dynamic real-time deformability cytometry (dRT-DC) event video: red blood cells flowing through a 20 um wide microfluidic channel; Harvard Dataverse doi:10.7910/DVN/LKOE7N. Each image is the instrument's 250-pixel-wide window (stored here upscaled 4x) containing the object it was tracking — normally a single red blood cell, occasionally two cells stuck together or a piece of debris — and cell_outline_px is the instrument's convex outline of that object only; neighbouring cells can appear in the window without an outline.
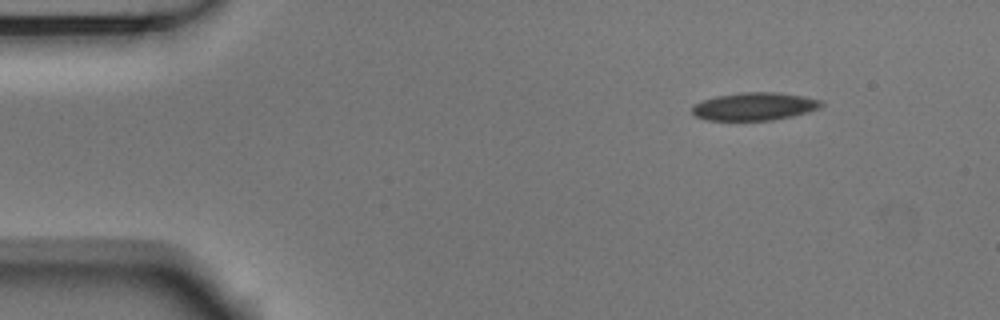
{"species": "Egyptian fruit bat (a non-hibernating species)", "species_latin": "Rousettus aegyptiacus", "temperature_condition": "room temperature", "stored_images_in_passage": 48, "camera_frame_rate_fps": 3000, "um_per_image_px": 0.085, "animal": {"sex": "male"}, "frame": {"image": 1, "passage_image": 1, "time_ms": 0.0, "image_size_px": [1000, 320], "cell_outline_px": [[824, 104], [820, 108], [808, 112], [792, 116], [772, 120], [708, 120], [696, 116], [692, 112], [692, 104], [716, 96], [744, 92], [776, 92], [804, 96], [824, 100]], "centroid_in_image_um": [64.17, 9.04], "position_along_channel_um": 20.8, "area_um2": 21.04}}
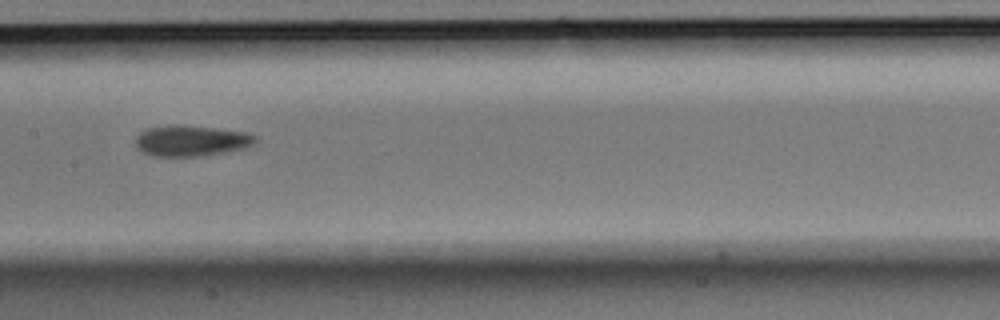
{"frame": {"image": 2, "passage_image": 21, "time_ms": 6.667, "image_size_px": [1000, 320], "cell_outline_px": [[260, 136], [252, 144], [244, 148], [224, 152], [200, 156], [152, 156], [136, 148], [136, 136], [144, 128], [172, 124], [212, 128], [244, 132]], "centroid_in_image_um": [16.21, 11.96], "position_along_channel_um": 191.2, "area_um2": 21.5}}
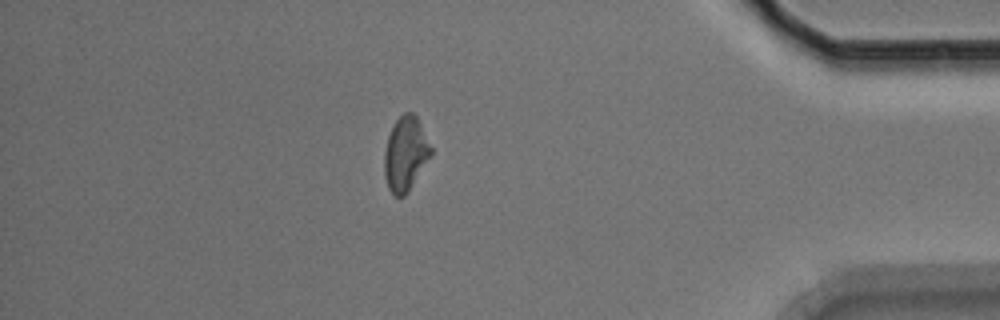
{"frame": {"image": 3, "passage_image": 41, "time_ms": 13.333, "image_size_px": [1000, 320], "cell_outline_px": [[432, 152], [408, 192], [404, 196], [396, 196], [388, 188], [384, 176], [384, 152], [388, 136], [396, 120], [404, 112], [412, 112], [416, 116], [432, 148]], "centroid_in_image_um": [34.44, 13.07], "position_along_channel_um": 400.8, "area_um2": 19.83}, "authors_computed_cell_mechanics": {"area_um2": 20.8658, "velocity_mm_per_s": 3.7163, "shape_relaxation_time_tau1_ms": null, "shape_relaxation_time_tau2_ms": 5.7356, "deformation_change_tau1": null, "deformation_change_tau2": 0.1185}}